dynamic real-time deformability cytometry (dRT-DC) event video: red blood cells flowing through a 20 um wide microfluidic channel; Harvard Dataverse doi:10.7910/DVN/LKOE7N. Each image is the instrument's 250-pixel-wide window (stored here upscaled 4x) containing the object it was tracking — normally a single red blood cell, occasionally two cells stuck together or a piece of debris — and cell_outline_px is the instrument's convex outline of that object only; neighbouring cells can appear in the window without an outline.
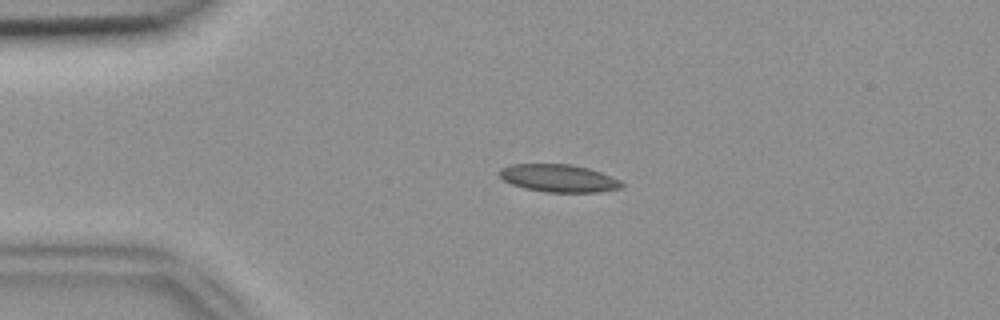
{"species": "common noctule bat (a hibernating species)", "species_latin": "Nyctalus noctula", "temperature_condition": "room temperature", "stored_images_in_passage": 3, "camera_frame_rate_fps": 3000, "um_per_image_px": 0.085, "animal": {"sex": "female", "body_mass_g": 18.4}, "frame": {"image": 1, "passage_image": 2, "time_ms": 0.333, "image_size_px": [1000, 320], "cell_outline_px": [[624, 188], [600, 192], [544, 192], [524, 188], [512, 184], [504, 180], [496, 172], [500, 168], [512, 164], [568, 164], [588, 168], [612, 176], [620, 180], [624, 184]], "centroid_in_image_um": [47.5, 15.15], "position_along_channel_um": 37.5, "area_um2": 19.88}}